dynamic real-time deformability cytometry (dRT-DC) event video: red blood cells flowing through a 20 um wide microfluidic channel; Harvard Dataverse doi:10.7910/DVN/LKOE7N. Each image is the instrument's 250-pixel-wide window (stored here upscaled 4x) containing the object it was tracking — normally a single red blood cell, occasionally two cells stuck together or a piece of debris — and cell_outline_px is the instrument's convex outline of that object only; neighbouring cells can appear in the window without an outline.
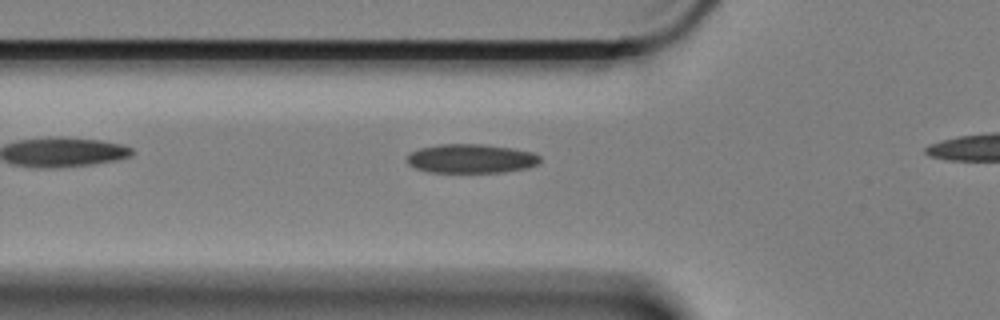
{"species": "Egyptian fruit bat (a non-hibernating species)", "species_latin": "Rousettus aegyptiacus", "temperature_condition": "cold", "stored_images_in_passage": 34, "camera_frame_rate_fps": 3000, "um_per_image_px": 0.085, "animal": {"sex": "female"}, "frame": {"image": 1, "passage_image": 3, "time_ms": 0.667, "image_size_px": [1000, 320], "cell_outline_px": [[540, 160], [536, 164], [528, 168], [504, 172], [432, 172], [416, 168], [408, 164], [408, 156], [412, 152], [420, 148], [440, 144], [484, 144], [512, 148], [532, 152], [540, 156]], "centroid_in_image_um": [40.07, 13.48], "position_along_channel_um": 85.7, "area_um2": 22.37}}
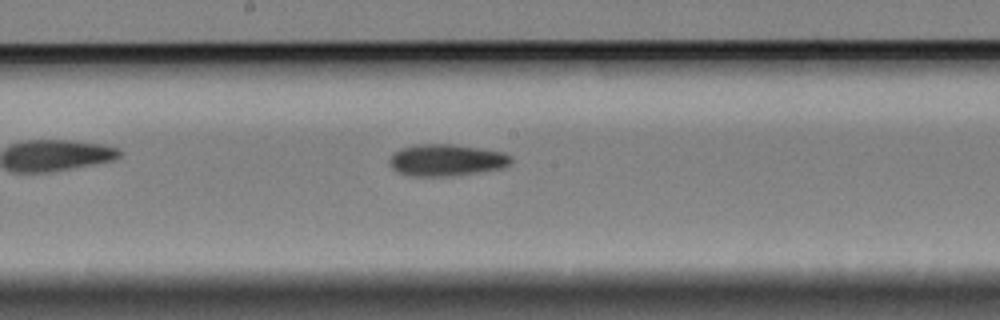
{"frame": {"image": 2, "passage_image": 14, "time_ms": 4.333, "image_size_px": [1000, 320], "cell_outline_px": [[512, 160], [508, 164], [500, 168], [476, 172], [448, 176], [408, 176], [396, 172], [392, 168], [388, 160], [392, 152], [400, 148], [412, 144], [452, 144], [504, 152], [512, 156]], "centroid_in_image_um": [37.85, 13.6], "position_along_channel_um": 210.3, "area_um2": 22.6}}
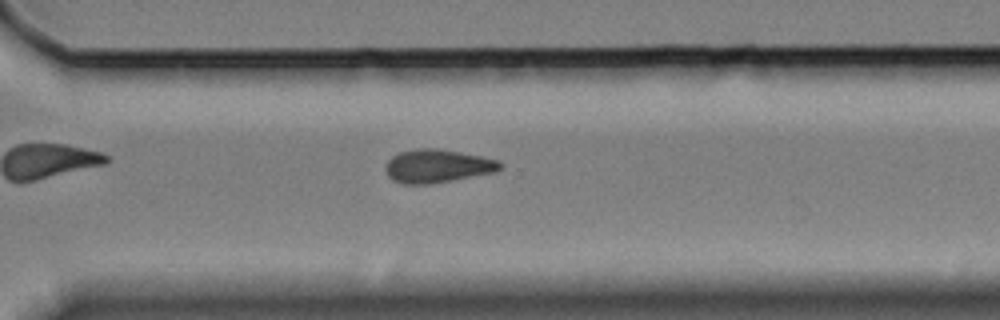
{"frame": {"image": 3, "passage_image": 25, "time_ms": 8.0, "image_size_px": [1000, 320], "cell_outline_px": [[504, 164], [496, 172], [452, 180], [428, 184], [404, 184], [392, 180], [388, 176], [384, 168], [388, 160], [392, 156], [400, 152], [420, 148], [436, 148], [484, 156], [500, 160]], "centroid_in_image_um": [37.2, 14.11], "position_along_channel_um": 333.4, "area_um2": 22.37}, "authors_computed_cell_mechanics": {"area_um2": 21.7906, "velocity_mm_per_s": 3.3697, "shape_relaxation_time_tau1_ms": null, "shape_relaxation_time_tau2_ms": 9.6109, "deformation_change_tau1": null, "deformation_change_tau2": 0.1456}}